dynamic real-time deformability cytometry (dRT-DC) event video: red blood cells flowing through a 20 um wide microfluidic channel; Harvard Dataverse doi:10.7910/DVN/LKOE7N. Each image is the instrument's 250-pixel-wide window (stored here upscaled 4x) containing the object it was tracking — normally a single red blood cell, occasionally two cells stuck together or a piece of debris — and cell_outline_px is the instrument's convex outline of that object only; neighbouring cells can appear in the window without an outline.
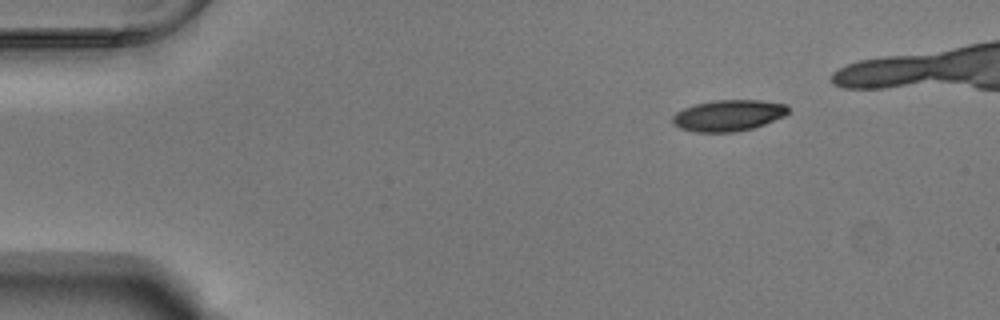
{"species": "Egyptian fruit bat (a non-hibernating species)", "species_latin": "Rousettus aegyptiacus", "temperature_condition": "warm", "stored_images_in_passage": 41, "camera_frame_rate_fps": 3000, "um_per_image_px": 0.085, "animal": {"sex": "male"}, "frame": {"image": 1, "passage_image": 1, "time_ms": 0.0, "image_size_px": [1000, 320], "cell_outline_px": [[788, 112], [784, 116], [764, 124], [752, 128], [736, 132], [696, 132], [680, 128], [672, 124], [672, 116], [676, 112], [684, 108], [696, 104], [712, 100], [760, 100], [784, 104], [788, 108]], "centroid_in_image_um": [61.88, 9.81], "position_along_channel_um": 23.1, "area_um2": 20.98}}
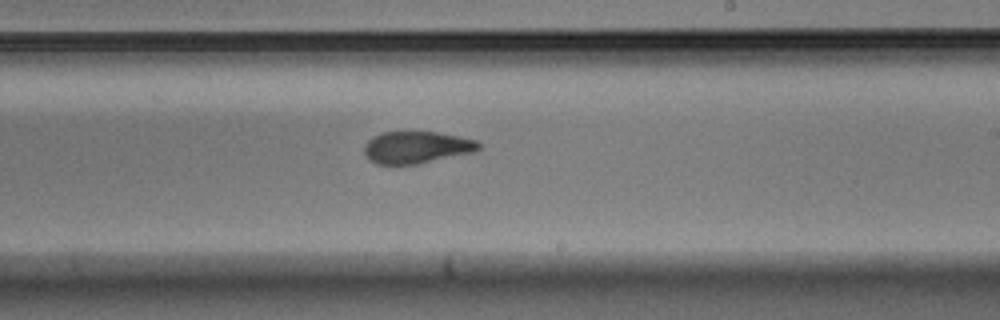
{"frame": {"image": 2, "passage_image": 26, "time_ms": 8.333, "image_size_px": [1000, 320], "cell_outline_px": [[480, 148], [476, 152], [416, 164], [376, 164], [368, 160], [364, 156], [364, 144], [372, 136], [384, 132], [436, 132], [460, 136], [476, 140], [480, 144]], "centroid_in_image_um": [35.39, 12.53], "position_along_channel_um": 253.6, "area_um2": 21.56}}
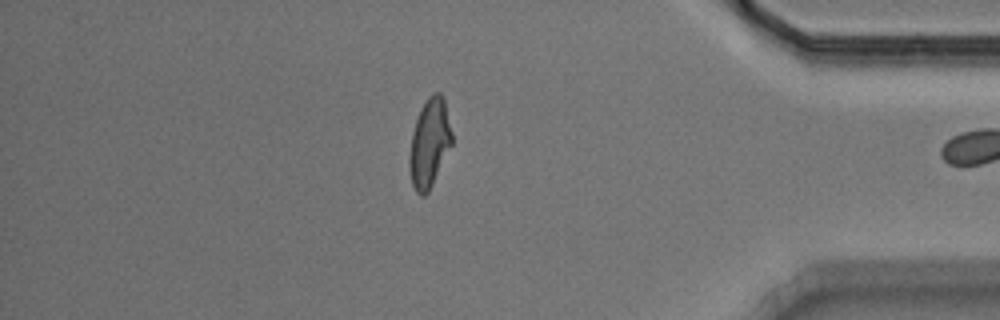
{"frame": {"image": 3, "passage_image": 40, "time_ms": 13.0, "image_size_px": [1000, 320], "cell_outline_px": [[452, 144], [428, 192], [424, 196], [420, 196], [416, 192], [412, 184], [408, 160], [412, 132], [420, 108], [428, 96], [432, 92], [440, 92], [444, 96], [452, 132]], "centroid_in_image_um": [36.5, 12.12], "position_along_channel_um": 398.7, "area_um2": 22.02}}